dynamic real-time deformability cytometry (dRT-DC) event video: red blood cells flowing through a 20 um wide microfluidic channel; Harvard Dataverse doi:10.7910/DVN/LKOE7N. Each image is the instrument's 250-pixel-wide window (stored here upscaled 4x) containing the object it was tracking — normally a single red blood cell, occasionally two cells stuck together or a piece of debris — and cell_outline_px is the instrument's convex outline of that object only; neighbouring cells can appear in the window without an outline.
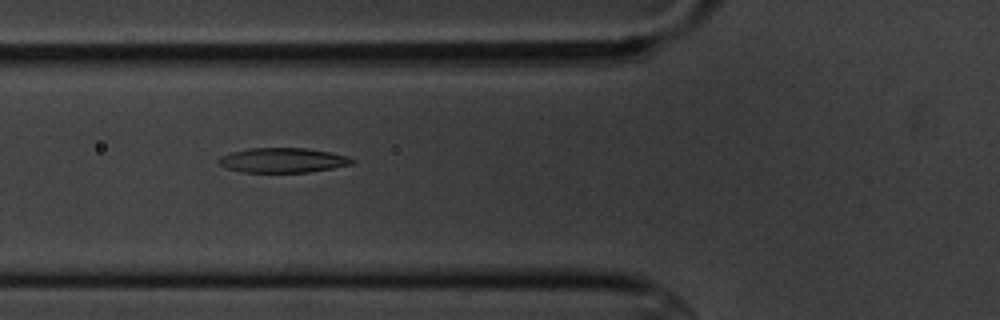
{"species": "common noctule bat (a hibernating species)", "species_latin": "Nyctalus noctula", "temperature_condition": "cold", "stored_images_in_passage": 10, "camera_frame_rate_fps": 3000, "um_per_image_px": 0.085, "animal": {"sex": "male", "body_mass_g": 20.1, "forearm_length_mm": 53.5}, "frame": {"image": 1, "passage_image": 6, "time_ms": 6.667, "image_size_px": [1000, 320], "cell_outline_px": [[356, 160], [352, 164], [332, 168], [308, 172], [240, 172], [228, 168], [220, 164], [216, 160], [220, 156], [232, 152], [248, 148], [308, 148], [332, 152], [348, 156]], "centroid_in_image_um": [24.05, 13.61], "position_along_channel_um": 101.7, "area_um2": 19.31}}
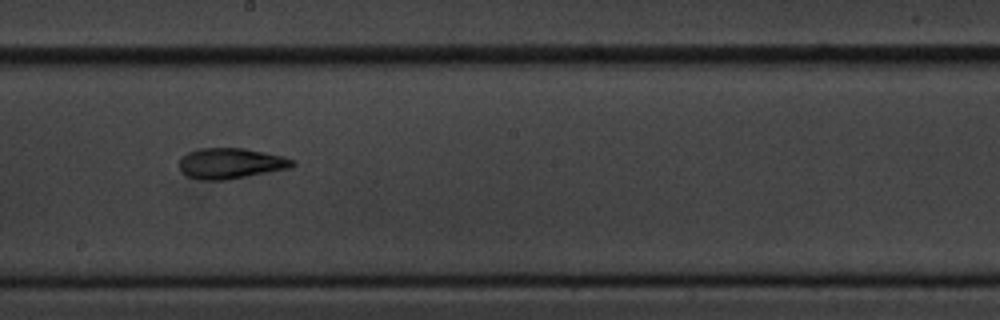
{"frame": {"image": 2, "passage_image": 9, "time_ms": 10.333, "image_size_px": [1000, 320], "cell_outline_px": [[296, 164], [292, 168], [224, 180], [200, 180], [188, 176], [180, 172], [180, 160], [188, 152], [200, 148], [244, 148], [284, 156], [296, 160]], "centroid_in_image_um": [19.65, 13.88], "position_along_channel_um": 228.5, "area_um2": 20.29}}
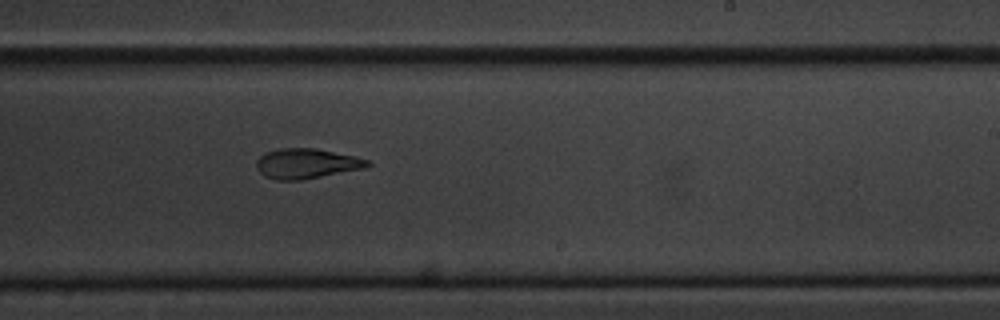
{"frame": {"image": 3, "passage_image": 10, "time_ms": 11.333, "image_size_px": [1000, 320], "cell_outline_px": [[372, 164], [368, 168], [300, 180], [276, 180], [264, 176], [256, 168], [256, 160], [260, 156], [276, 148], [316, 148], [356, 156], [368, 160]], "centroid_in_image_um": [26.08, 13.9], "position_along_channel_um": 262.9, "area_um2": 19.65}}